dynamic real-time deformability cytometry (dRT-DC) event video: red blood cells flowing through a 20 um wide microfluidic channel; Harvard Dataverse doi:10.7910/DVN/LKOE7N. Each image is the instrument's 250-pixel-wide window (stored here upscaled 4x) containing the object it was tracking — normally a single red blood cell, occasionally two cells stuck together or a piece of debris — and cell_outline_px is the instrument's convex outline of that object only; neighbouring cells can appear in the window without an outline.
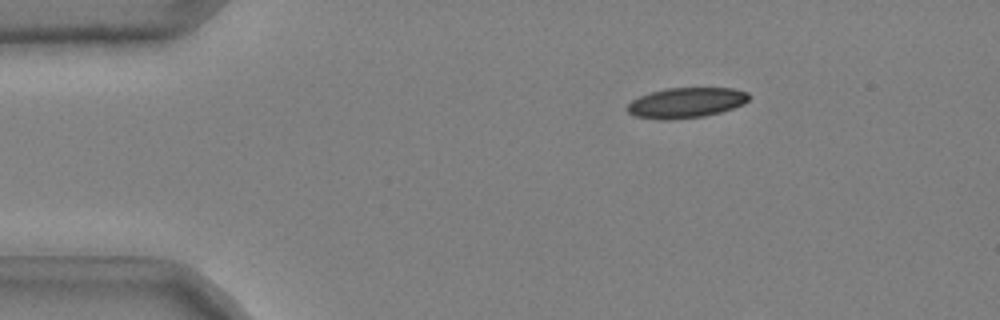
{"species": "common noctule bat (a hibernating species)", "species_latin": "Nyctalus noctula", "temperature_condition": "cold", "stored_images_in_passage": 8, "camera_frame_rate_fps": 3000, "um_per_image_px": 0.085, "animal": {"sex": "male", "body_mass_g": 20.4}, "frame": {"image": 1, "passage_image": 1, "time_ms": 0.0, "image_size_px": [1000, 320], "cell_outline_px": [[752, 96], [744, 104], [720, 112], [704, 116], [664, 120], [660, 120], [636, 116], [628, 112], [624, 108], [632, 100], [640, 96], [652, 92], [668, 88], [732, 88], [748, 92]], "centroid_in_image_um": [58.33, 8.73], "position_along_channel_um": 26.7, "area_um2": 21.44}}